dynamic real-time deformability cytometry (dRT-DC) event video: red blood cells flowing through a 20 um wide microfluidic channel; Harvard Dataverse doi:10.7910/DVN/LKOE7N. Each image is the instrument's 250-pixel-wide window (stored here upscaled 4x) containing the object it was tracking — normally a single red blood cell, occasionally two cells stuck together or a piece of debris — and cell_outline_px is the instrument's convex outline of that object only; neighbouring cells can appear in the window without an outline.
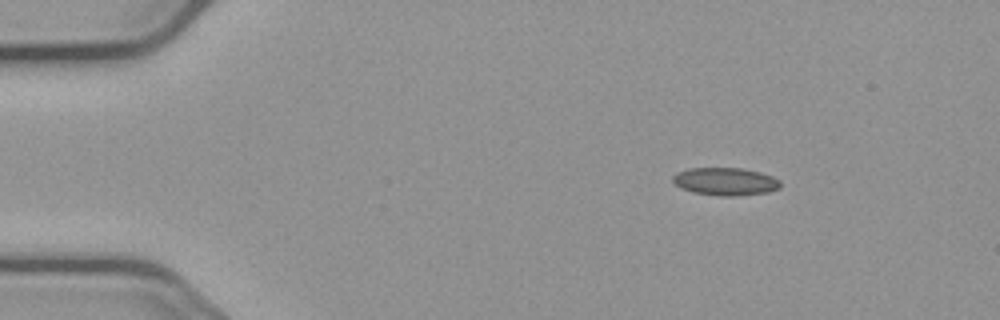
{"species": "common noctule bat (a hibernating species)", "species_latin": "Nyctalus noctula", "temperature_condition": "cold", "stored_images_in_passage": 48, "camera_frame_rate_fps": 3000, "um_per_image_px": 0.085, "animal": {"sex": "male", "body_mass_g": 23.1, "forearm_length_mm": 52.7}, "frame": {"image": 1, "passage_image": 1, "time_ms": 0.0, "image_size_px": [1000, 320], "cell_outline_px": [[780, 188], [768, 192], [736, 196], [720, 196], [692, 192], [676, 184], [672, 180], [672, 176], [676, 172], [688, 168], [744, 168], [760, 172], [772, 176], [780, 180]], "centroid_in_image_um": [61.67, 15.42], "position_along_channel_um": 23.3, "area_um2": 17.46}}
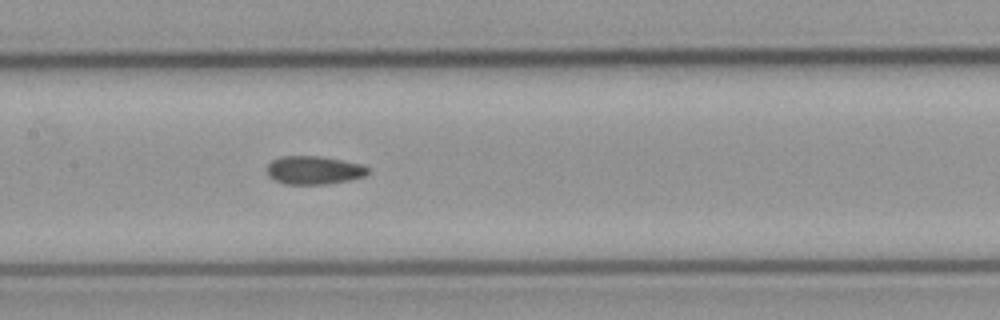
{"frame": {"image": 2, "passage_image": 20, "time_ms": 6.333, "image_size_px": [1000, 320], "cell_outline_px": [[368, 172], [364, 176], [348, 180], [328, 184], [284, 184], [272, 180], [268, 176], [268, 164], [272, 160], [280, 156], [320, 156], [360, 164], [368, 168]], "centroid_in_image_um": [26.63, 14.47], "position_along_channel_um": 180.8, "area_um2": 16.59}}
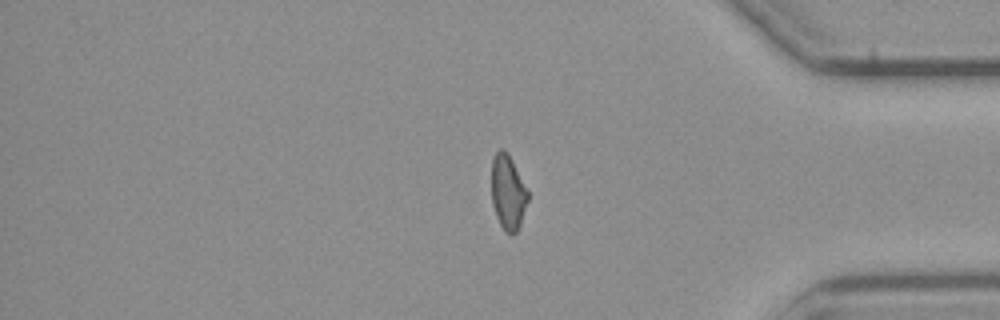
{"frame": {"image": 3, "passage_image": 39, "time_ms": 12.667, "image_size_px": [1000, 320], "cell_outline_px": [[528, 200], [520, 224], [516, 232], [512, 236], [504, 232], [496, 216], [492, 204], [492, 160], [496, 152], [500, 148], [504, 148], [508, 152], [528, 192]], "centroid_in_image_um": [43.16, 16.36], "position_along_channel_um": 392.0, "area_um2": 15.84}, "authors_computed_cell_mechanics": {"area_um2": 16.5886, "velocity_mm_per_s": 3.7086, "shape_relaxation_time_tau1_ms": null, "shape_relaxation_time_tau2_ms": 2.6175, "deformation_change_tau1": null, "deformation_change_tau2": 0.0817}}